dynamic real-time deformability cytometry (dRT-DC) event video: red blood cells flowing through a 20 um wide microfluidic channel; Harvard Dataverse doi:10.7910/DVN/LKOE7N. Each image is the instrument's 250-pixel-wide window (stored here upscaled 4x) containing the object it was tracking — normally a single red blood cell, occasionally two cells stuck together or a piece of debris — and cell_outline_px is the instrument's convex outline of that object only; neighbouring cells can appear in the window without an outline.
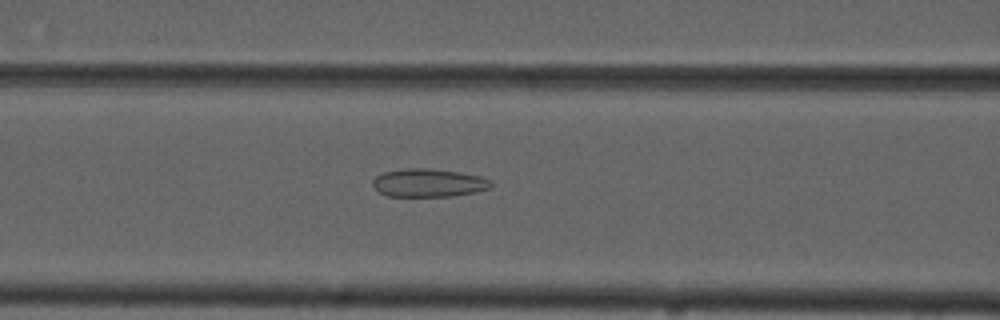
{"species": "common noctule bat (a hibernating species)", "species_latin": "Nyctalus noctula", "temperature_condition": "cold", "stored_images_in_passage": 55, "camera_frame_rate_fps": 3000, "um_per_image_px": 0.085, "animal": {"sex": "male", "forearm_length_mm": 52.5}, "frame": {"image": 1, "passage_image": 23, "time_ms": 7.333, "image_size_px": [1000, 320], "cell_outline_px": [[492, 188], [476, 192], [452, 196], [388, 196], [380, 192], [372, 184], [372, 180], [376, 176], [384, 172], [408, 168], [428, 168], [460, 172], [480, 176], [488, 180], [492, 184]], "centroid_in_image_um": [36.44, 15.54], "position_along_channel_um": 130.2, "area_um2": 19.36}}
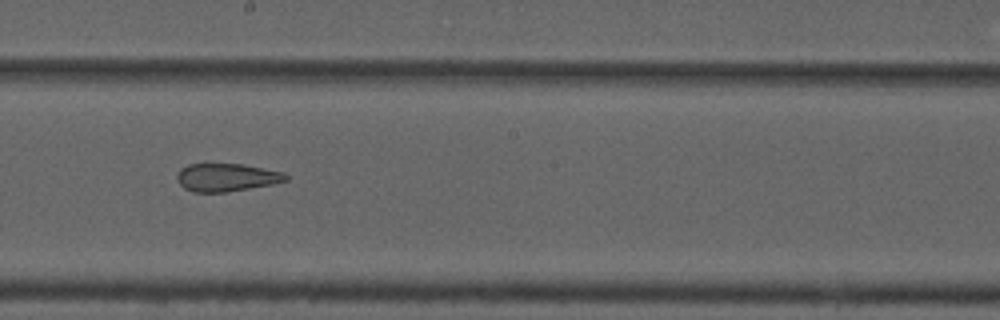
{"frame": {"image": 2, "passage_image": 31, "time_ms": 10.0, "image_size_px": [1000, 320], "cell_outline_px": [[288, 180], [272, 184], [228, 192], [192, 192], [184, 188], [180, 184], [176, 176], [180, 168], [188, 164], [244, 164], [284, 172], [288, 176]], "centroid_in_image_um": [19.25, 15.08], "position_along_channel_um": 228.9, "area_um2": 17.8}}
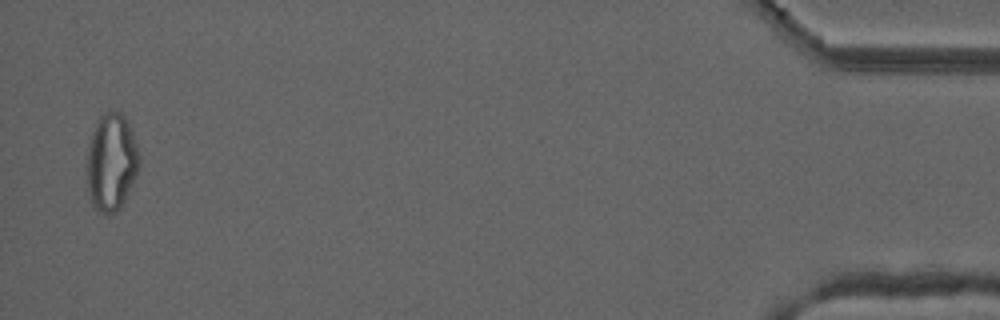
{"frame": {"image": 3, "passage_image": 54, "time_ms": 17.667, "image_size_px": [1000, 320], "cell_outline_px": [[140, 164], [136, 176], [120, 208], [116, 212], [108, 216], [100, 212], [92, 204], [88, 188], [88, 152], [92, 132], [100, 116], [108, 112], [124, 112], [132, 132], [140, 156]], "centroid_in_image_um": [9.49, 13.79], "position_along_channel_um": 425.7, "area_um2": 29.42}, "authors_computed_cell_mechanics": {"area_um2": 24.9118, "velocity_mm_per_s": 3.7028, "shape_relaxation_time_tau1_ms": null, "shape_relaxation_time_tau2_ms": 2.4774, "deformation_change_tau1": null, "deformation_change_tau2": 0.0998}}